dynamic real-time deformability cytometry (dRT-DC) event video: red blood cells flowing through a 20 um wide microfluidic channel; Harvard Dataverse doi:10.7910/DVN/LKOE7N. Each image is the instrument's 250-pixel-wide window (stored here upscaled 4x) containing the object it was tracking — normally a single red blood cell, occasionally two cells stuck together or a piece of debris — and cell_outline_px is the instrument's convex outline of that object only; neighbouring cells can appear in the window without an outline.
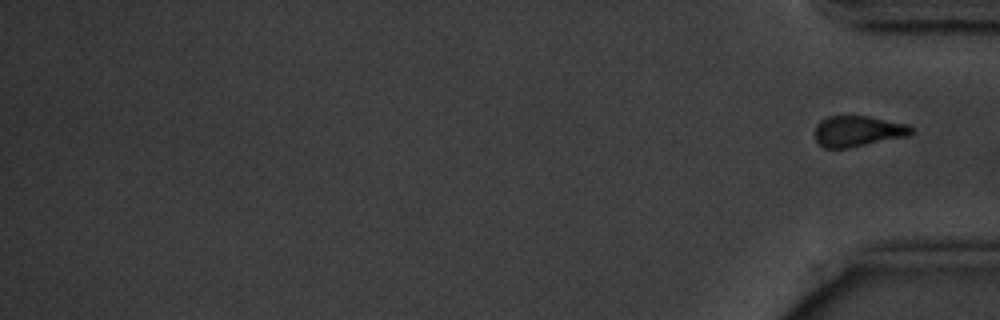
{"species": "common noctule bat (a hibernating species)", "species_latin": "Nyctalus noctula", "temperature_condition": "cold", "stored_images_in_passage": 16, "segment_of_instrument_passage": [2, 2], "camera_frame_rate_fps": 3000, "um_per_image_px": 0.085, "animal": {"sex": "male", "body_mass_g": 20.1, "forearm_length_mm": 53.5}, "frame": {"image": 1, "passage_image": 16, "time_ms": 19.0, "image_size_px": [1000, 320], "cell_outline_px": [[912, 132], [908, 136], [848, 148], [824, 148], [816, 140], [812, 132], [816, 124], [820, 120], [828, 116], [868, 116], [908, 124], [912, 128]], "centroid_in_image_um": [72.87, 11.14], "position_along_channel_um": 362.3, "area_um2": 17.46}}